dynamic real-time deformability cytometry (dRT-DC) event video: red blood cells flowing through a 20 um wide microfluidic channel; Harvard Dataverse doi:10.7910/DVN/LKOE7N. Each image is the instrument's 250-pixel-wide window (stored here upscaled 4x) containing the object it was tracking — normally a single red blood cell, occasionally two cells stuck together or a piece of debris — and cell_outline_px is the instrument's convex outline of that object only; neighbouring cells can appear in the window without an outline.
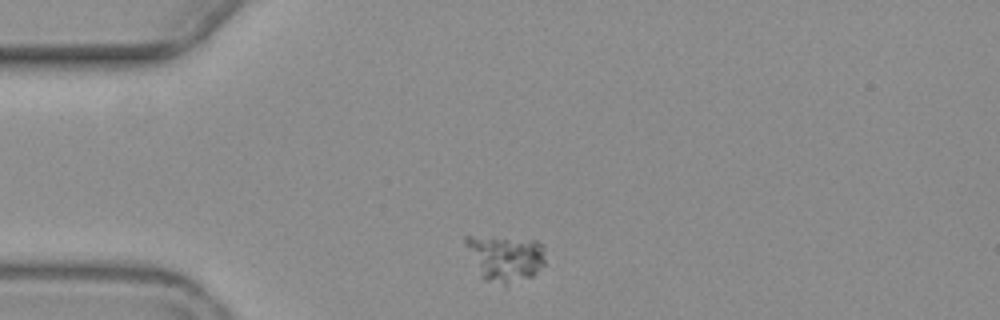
{"species": "common noctule bat (a hibernating species)", "species_latin": "Nyctalus noctula", "temperature_condition": "warm", "stored_images_in_passage": 2, "camera_frame_rate_fps": 3000, "um_per_image_px": 0.085, "animal": {"sex": "female", "body_mass_g": 19.3, "forearm_length_mm": 54.1}, "frame": {"image": 1, "passage_image": 1, "time_ms": 0.0, "image_size_px": [1000, 320], "cell_outline_px": [[548, 264], [532, 276], [504, 284], [484, 280], [480, 276], [464, 240], [464, 236], [472, 236], [536, 240], [544, 244]], "centroid_in_image_um": [43.03, 21.92], "position_along_channel_um": 42.0, "area_um2": 21.44}}